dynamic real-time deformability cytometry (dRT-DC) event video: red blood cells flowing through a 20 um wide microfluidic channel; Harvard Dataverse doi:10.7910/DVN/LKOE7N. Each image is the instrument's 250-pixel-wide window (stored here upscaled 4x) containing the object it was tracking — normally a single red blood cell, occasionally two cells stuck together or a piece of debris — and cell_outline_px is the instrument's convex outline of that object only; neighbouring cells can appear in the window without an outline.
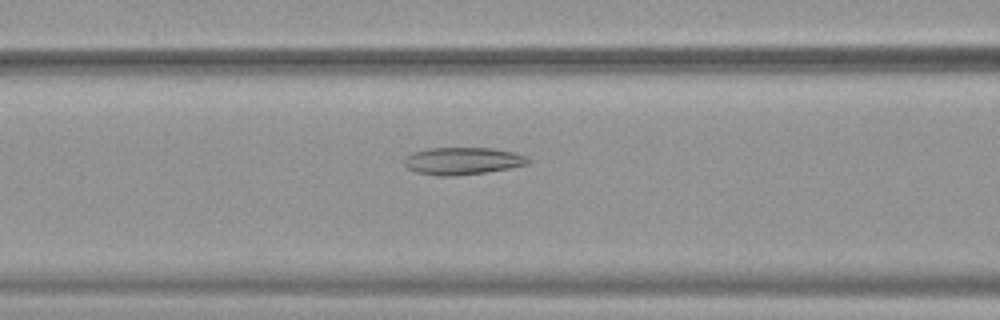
{"species": "common noctule bat (a hibernating species)", "species_latin": "Nyctalus noctula", "temperature_condition": "warm", "stored_images_in_passage": 52, "camera_frame_rate_fps": 3000, "um_per_image_px": 0.085, "animal": {"sex": "female", "body_mass_g": 19.9}, "frame": {"image": 1, "passage_image": 22, "time_ms": 7.0, "image_size_px": [1000, 320], "cell_outline_px": [[532, 160], [528, 164], [508, 168], [484, 172], [452, 176], [440, 176], [416, 172], [408, 168], [404, 164], [404, 156], [412, 152], [428, 148], [492, 148], [512, 152], [524, 156]], "centroid_in_image_um": [39.27, 13.67], "position_along_channel_um": 127.3, "area_um2": 19.59}}
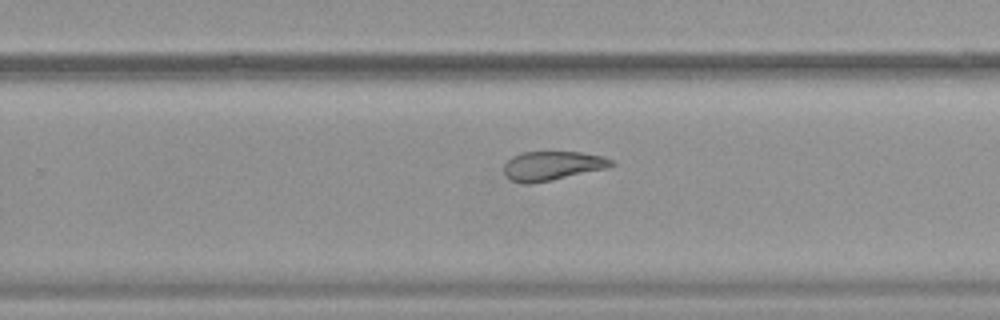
{"frame": {"image": 2, "passage_image": 34, "time_ms": 11.0, "image_size_px": [1000, 320], "cell_outline_px": [[616, 164], [608, 168], [552, 180], [528, 184], [524, 184], [512, 180], [504, 172], [504, 164], [512, 156], [520, 152], [580, 152], [604, 156], [616, 160]], "centroid_in_image_um": [47.0, 14.08], "position_along_channel_um": 282.8, "area_um2": 18.38}}
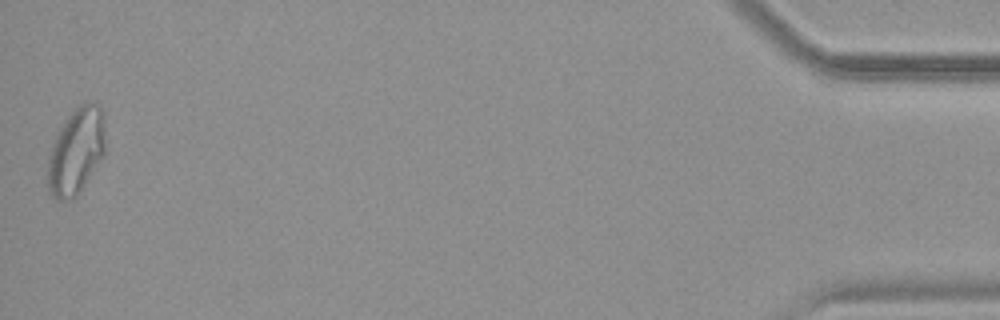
{"frame": {"image": 3, "passage_image": 52, "time_ms": 17.0, "image_size_px": [1000, 320], "cell_outline_px": [[104, 156], [76, 196], [68, 200], [56, 200], [48, 192], [48, 156], [56, 132], [76, 104], [92, 100], [100, 104], [104, 112]], "centroid_in_image_um": [6.47, 12.78], "position_along_channel_um": 428.7, "area_um2": 29.54}, "authors_computed_cell_mechanics": {"area_um2": 23.7269, "velocity_mm_per_s": 3.9091, "shape_relaxation_time_tau1_ms": 11.007, "shape_relaxation_time_tau2_ms": 1.7589, "deformation_change_tau1": 0.2148, "deformation_change_tau2": 0.0967}}